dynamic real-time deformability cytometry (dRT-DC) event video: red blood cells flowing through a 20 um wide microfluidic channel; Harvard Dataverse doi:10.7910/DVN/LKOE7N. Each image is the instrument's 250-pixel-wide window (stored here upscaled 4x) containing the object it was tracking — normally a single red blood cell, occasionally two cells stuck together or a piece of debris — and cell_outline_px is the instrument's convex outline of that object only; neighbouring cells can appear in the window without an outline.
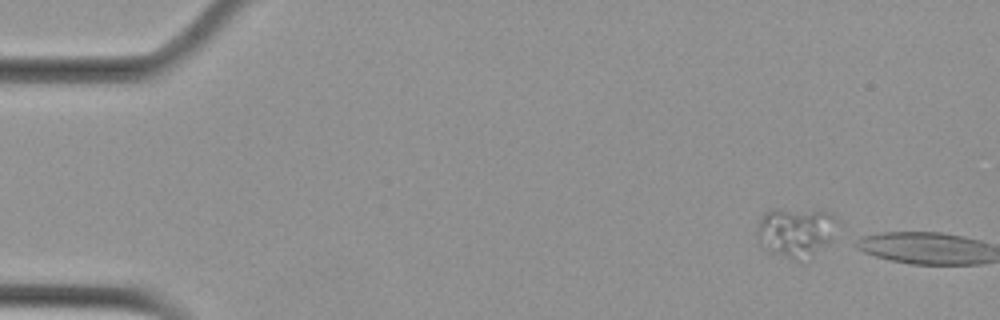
{"species": "Egyptian fruit bat (a non-hibernating species)", "species_latin": "Rousettus aegyptiacus", "temperature_condition": "cold", "stored_images_in_passage": 2, "camera_frame_rate_fps": 3000, "um_per_image_px": 0.085, "animal": {"sex": "female"}, "frame": {"image": 1, "passage_image": 2, "time_ms": 0.333, "image_size_px": [1000, 320], "cell_outline_px": [[840, 220], [832, 240], [828, 244], [800, 264], [772, 252], [764, 248], [756, 236], [756, 232], [760, 216], [764, 212], [772, 208], [776, 208], [832, 212]], "centroid_in_image_um": [67.67, 19.73], "position_along_channel_um": 17.3, "area_um2": 24.04}}